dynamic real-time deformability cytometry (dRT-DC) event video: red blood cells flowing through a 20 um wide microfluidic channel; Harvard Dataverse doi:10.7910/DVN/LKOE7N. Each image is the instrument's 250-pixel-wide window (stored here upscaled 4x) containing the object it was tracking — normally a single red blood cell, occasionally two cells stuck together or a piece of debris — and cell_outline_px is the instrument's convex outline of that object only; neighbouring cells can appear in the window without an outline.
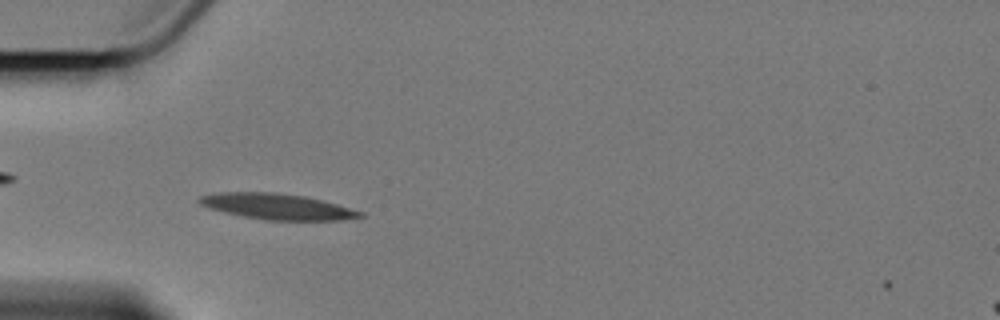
{"species": "Egyptian fruit bat (a non-hibernating species)", "species_latin": "Rousettus aegyptiacus", "temperature_condition": "cold", "stored_images_in_passage": 2, "camera_frame_rate_fps": 3000, "um_per_image_px": 0.085, "animal": {"sex": "female"}, "frame": {"image": 1, "passage_image": 1, "time_ms": 0.0, "image_size_px": [1000, 320], "cell_outline_px": [[364, 216], [340, 220], [268, 220], [244, 216], [224, 212], [208, 208], [200, 204], [196, 200], [200, 196], [216, 192], [276, 192], [304, 196], [336, 204], [364, 212]], "centroid_in_image_um": [23.52, 17.55], "position_along_channel_um": 61.5, "area_um2": 24.04}}